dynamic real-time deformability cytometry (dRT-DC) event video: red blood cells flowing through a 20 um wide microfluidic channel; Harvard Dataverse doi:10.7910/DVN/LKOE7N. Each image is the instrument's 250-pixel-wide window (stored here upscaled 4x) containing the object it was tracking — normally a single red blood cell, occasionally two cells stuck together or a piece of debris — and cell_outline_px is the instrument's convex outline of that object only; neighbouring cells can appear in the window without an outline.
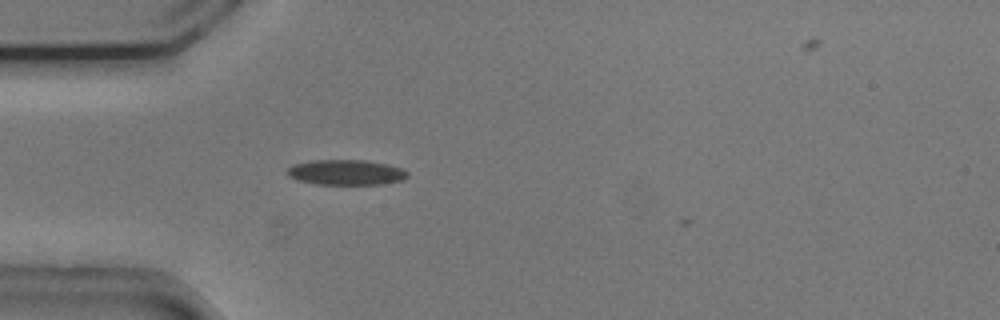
{"species": "common noctule bat (a hibernating species)", "species_latin": "Nyctalus noctula", "temperature_condition": "cold", "stored_images_in_passage": 38, "camera_frame_rate_fps": 3000, "um_per_image_px": 0.085, "animal": {"sex": "male", "body_mass_g": 20.5, "forearm_length_mm": 52.5}, "frame": {"image": 1, "passage_image": 3, "time_ms": 0.667, "image_size_px": [1000, 320], "cell_outline_px": [[408, 176], [404, 180], [384, 184], [316, 184], [296, 180], [288, 176], [288, 168], [292, 164], [312, 160], [364, 160], [388, 164], [400, 168], [408, 172]], "centroid_in_image_um": [29.41, 14.65], "position_along_channel_um": 55.6, "area_um2": 17.8}}
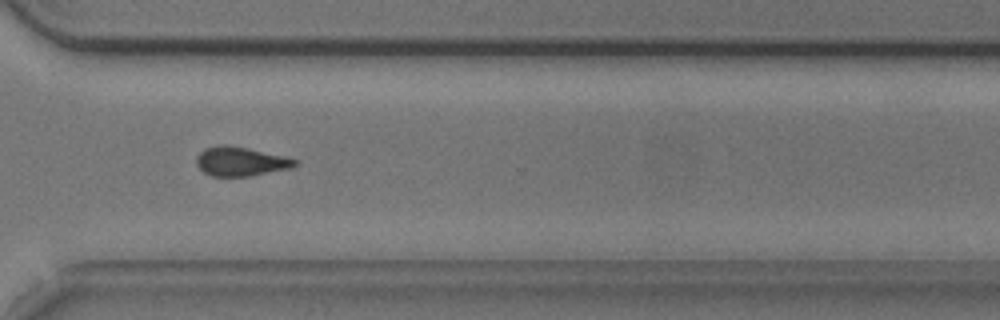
{"frame": {"image": 2, "passage_image": 27, "time_ms": 8.667, "image_size_px": [1000, 320], "cell_outline_px": [[300, 160], [292, 168], [248, 176], [212, 176], [204, 172], [196, 164], [196, 156], [204, 148], [220, 144], [228, 144], [248, 148], [284, 156]], "centroid_in_image_um": [20.44, 13.71], "position_along_channel_um": 350.2, "area_um2": 16.82}}
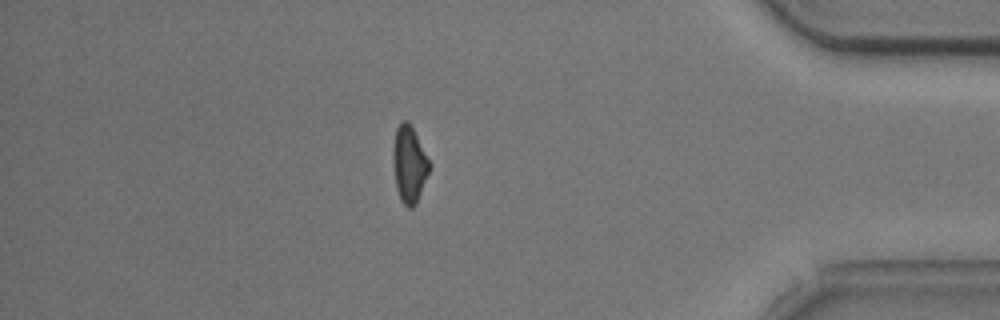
{"frame": {"image": 3, "passage_image": 34, "time_ms": 11.0, "image_size_px": [1000, 320], "cell_outline_px": [[432, 164], [416, 204], [412, 208], [408, 208], [400, 200], [396, 188], [392, 160], [392, 148], [396, 128], [404, 120], [408, 120]], "centroid_in_image_um": [34.78, 13.97], "position_along_channel_um": 400.4, "area_um2": 16.42}, "authors_computed_cell_mechanics": {"area_um2": 16.9643, "velocity_mm_per_s": 3.749, "shape_relaxation_time_tau1_ms": 4.319, "shape_relaxation_time_tau2_ms": 2.4281, "deformation_change_tau1": 0.1189, "deformation_change_tau2": 0.098}}